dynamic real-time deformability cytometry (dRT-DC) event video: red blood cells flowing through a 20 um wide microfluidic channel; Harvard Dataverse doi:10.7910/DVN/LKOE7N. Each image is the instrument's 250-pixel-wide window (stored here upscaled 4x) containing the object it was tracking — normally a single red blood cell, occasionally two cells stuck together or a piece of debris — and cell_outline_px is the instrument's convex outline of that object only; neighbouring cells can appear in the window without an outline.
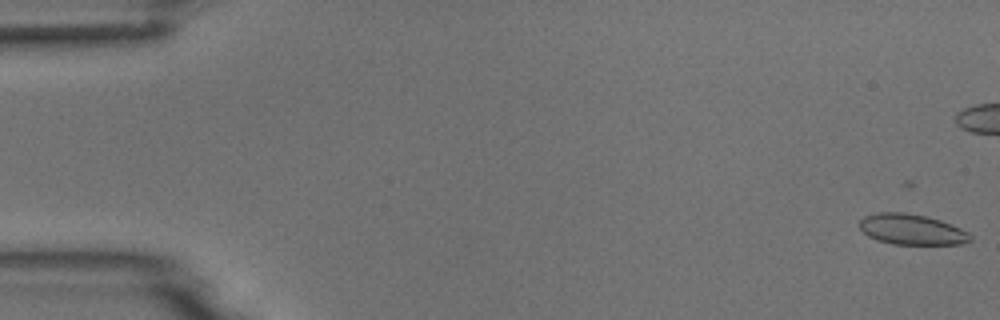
{"species": "common noctule bat (a hibernating species)", "species_latin": "Nyctalus noctula", "temperature_condition": "room temperature", "stored_images_in_passage": 7, "camera_frame_rate_fps": 3000, "um_per_image_px": 0.085, "animal": {"sex": "male", "body_mass_g": 18.8}, "frame": {"image": 1, "passage_image": 1, "time_ms": 0.0, "image_size_px": [1000, 320], "cell_outline_px": [[972, 240], [960, 244], [892, 244], [868, 236], [860, 228], [860, 220], [864, 216], [876, 212], [904, 212], [928, 216], [940, 220], [960, 228], [968, 232], [972, 236]], "centroid_in_image_um": [77.5, 19.49], "position_along_channel_um": 7.5, "area_um2": 19.71}}
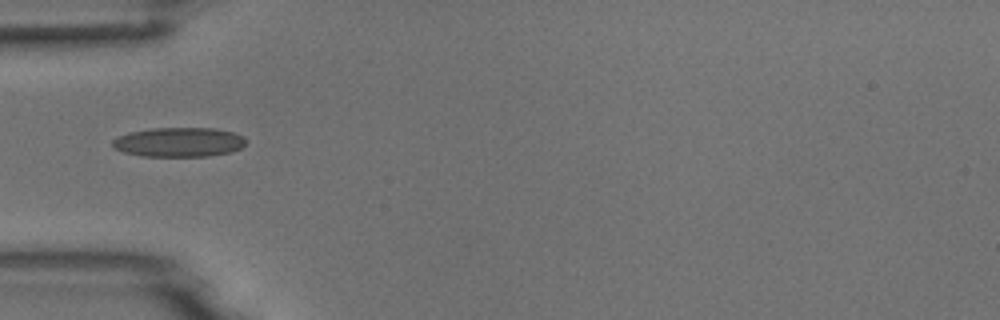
{"frame": {"image": 2, "passage_image": 7, "time_ms": 6.667, "image_size_px": [1000, 320], "cell_outline_px": [[248, 140], [240, 148], [232, 152], [208, 156], [144, 156], [124, 152], [116, 148], [112, 144], [112, 140], [128, 132], [152, 128], [216, 128], [232, 132], [244, 136]], "centroid_in_image_um": [15.25, 12.07], "position_along_channel_um": 69.8, "area_um2": 22.89}}